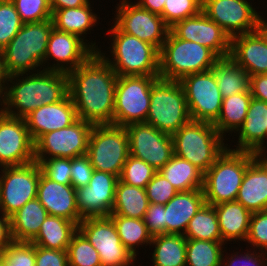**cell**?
Here are the masks:
<instances>
[{
  "label": "cell",
  "mask_w": 267,
  "mask_h": 266,
  "mask_svg": "<svg viewBox=\"0 0 267 266\" xmlns=\"http://www.w3.org/2000/svg\"><path fill=\"white\" fill-rule=\"evenodd\" d=\"M117 78L98 52L68 73V93L79 119L92 125L113 124Z\"/></svg>",
  "instance_id": "cell-1"
},
{
  "label": "cell",
  "mask_w": 267,
  "mask_h": 266,
  "mask_svg": "<svg viewBox=\"0 0 267 266\" xmlns=\"http://www.w3.org/2000/svg\"><path fill=\"white\" fill-rule=\"evenodd\" d=\"M6 85L1 95V110L9 116L25 118L68 94V73L42 69L37 73L15 74L8 76Z\"/></svg>",
  "instance_id": "cell-2"
},
{
  "label": "cell",
  "mask_w": 267,
  "mask_h": 266,
  "mask_svg": "<svg viewBox=\"0 0 267 266\" xmlns=\"http://www.w3.org/2000/svg\"><path fill=\"white\" fill-rule=\"evenodd\" d=\"M53 27L52 19L23 23L18 33L2 50L8 76L37 72L42 69Z\"/></svg>",
  "instance_id": "cell-3"
},
{
  "label": "cell",
  "mask_w": 267,
  "mask_h": 266,
  "mask_svg": "<svg viewBox=\"0 0 267 266\" xmlns=\"http://www.w3.org/2000/svg\"><path fill=\"white\" fill-rule=\"evenodd\" d=\"M111 27L108 34L112 35V43L108 49L112 55L108 57L112 58L106 57V53L101 50L98 53L117 76H159L160 50L137 37L121 32L115 25Z\"/></svg>",
  "instance_id": "cell-4"
},
{
  "label": "cell",
  "mask_w": 267,
  "mask_h": 266,
  "mask_svg": "<svg viewBox=\"0 0 267 266\" xmlns=\"http://www.w3.org/2000/svg\"><path fill=\"white\" fill-rule=\"evenodd\" d=\"M255 159L252 152L227 147L204 173L203 193L210 205L236 201L248 165Z\"/></svg>",
  "instance_id": "cell-5"
},
{
  "label": "cell",
  "mask_w": 267,
  "mask_h": 266,
  "mask_svg": "<svg viewBox=\"0 0 267 266\" xmlns=\"http://www.w3.org/2000/svg\"><path fill=\"white\" fill-rule=\"evenodd\" d=\"M218 59L208 47L177 38L169 31L160 49L159 78L180 81L189 74L212 69Z\"/></svg>",
  "instance_id": "cell-6"
},
{
  "label": "cell",
  "mask_w": 267,
  "mask_h": 266,
  "mask_svg": "<svg viewBox=\"0 0 267 266\" xmlns=\"http://www.w3.org/2000/svg\"><path fill=\"white\" fill-rule=\"evenodd\" d=\"M174 155L205 173L227 148L213 123L190 120L172 135Z\"/></svg>",
  "instance_id": "cell-7"
},
{
  "label": "cell",
  "mask_w": 267,
  "mask_h": 266,
  "mask_svg": "<svg viewBox=\"0 0 267 266\" xmlns=\"http://www.w3.org/2000/svg\"><path fill=\"white\" fill-rule=\"evenodd\" d=\"M191 120L184 89L179 81L158 78L151 88L146 123L173 135Z\"/></svg>",
  "instance_id": "cell-8"
},
{
  "label": "cell",
  "mask_w": 267,
  "mask_h": 266,
  "mask_svg": "<svg viewBox=\"0 0 267 266\" xmlns=\"http://www.w3.org/2000/svg\"><path fill=\"white\" fill-rule=\"evenodd\" d=\"M87 155L94 170L120 177L129 154L128 133L123 126L93 125Z\"/></svg>",
  "instance_id": "cell-9"
},
{
  "label": "cell",
  "mask_w": 267,
  "mask_h": 266,
  "mask_svg": "<svg viewBox=\"0 0 267 266\" xmlns=\"http://www.w3.org/2000/svg\"><path fill=\"white\" fill-rule=\"evenodd\" d=\"M159 76H118L113 125L127 126L146 122L150 106L152 84Z\"/></svg>",
  "instance_id": "cell-10"
},
{
  "label": "cell",
  "mask_w": 267,
  "mask_h": 266,
  "mask_svg": "<svg viewBox=\"0 0 267 266\" xmlns=\"http://www.w3.org/2000/svg\"><path fill=\"white\" fill-rule=\"evenodd\" d=\"M0 209L10 217L25 203L37 198L38 183L42 173L36 161L0 168Z\"/></svg>",
  "instance_id": "cell-11"
},
{
  "label": "cell",
  "mask_w": 267,
  "mask_h": 266,
  "mask_svg": "<svg viewBox=\"0 0 267 266\" xmlns=\"http://www.w3.org/2000/svg\"><path fill=\"white\" fill-rule=\"evenodd\" d=\"M78 230L97 250L102 266H135L137 259L121 243L109 216L84 218L79 222Z\"/></svg>",
  "instance_id": "cell-12"
},
{
  "label": "cell",
  "mask_w": 267,
  "mask_h": 266,
  "mask_svg": "<svg viewBox=\"0 0 267 266\" xmlns=\"http://www.w3.org/2000/svg\"><path fill=\"white\" fill-rule=\"evenodd\" d=\"M191 120L214 123L221 112L222 96L212 69L189 74L179 81Z\"/></svg>",
  "instance_id": "cell-13"
},
{
  "label": "cell",
  "mask_w": 267,
  "mask_h": 266,
  "mask_svg": "<svg viewBox=\"0 0 267 266\" xmlns=\"http://www.w3.org/2000/svg\"><path fill=\"white\" fill-rule=\"evenodd\" d=\"M116 5L114 25L121 32L137 37L160 50L170 31L163 18L129 0H121Z\"/></svg>",
  "instance_id": "cell-14"
},
{
  "label": "cell",
  "mask_w": 267,
  "mask_h": 266,
  "mask_svg": "<svg viewBox=\"0 0 267 266\" xmlns=\"http://www.w3.org/2000/svg\"><path fill=\"white\" fill-rule=\"evenodd\" d=\"M129 138V154L159 171L174 155L172 135L146 122L125 126Z\"/></svg>",
  "instance_id": "cell-15"
},
{
  "label": "cell",
  "mask_w": 267,
  "mask_h": 266,
  "mask_svg": "<svg viewBox=\"0 0 267 266\" xmlns=\"http://www.w3.org/2000/svg\"><path fill=\"white\" fill-rule=\"evenodd\" d=\"M93 125L77 119L70 126L42 135L35 143V159L74 158L87 154Z\"/></svg>",
  "instance_id": "cell-16"
},
{
  "label": "cell",
  "mask_w": 267,
  "mask_h": 266,
  "mask_svg": "<svg viewBox=\"0 0 267 266\" xmlns=\"http://www.w3.org/2000/svg\"><path fill=\"white\" fill-rule=\"evenodd\" d=\"M82 40L79 36L53 27L50 32L43 70L69 73L84 63L94 52H98L96 42ZM88 42V43H87ZM90 43V44H89ZM54 60L50 65V59ZM53 58V59H52ZM47 66H45L46 64ZM49 63V64H48ZM66 64V65H65ZM50 65V66H49Z\"/></svg>",
  "instance_id": "cell-17"
},
{
  "label": "cell",
  "mask_w": 267,
  "mask_h": 266,
  "mask_svg": "<svg viewBox=\"0 0 267 266\" xmlns=\"http://www.w3.org/2000/svg\"><path fill=\"white\" fill-rule=\"evenodd\" d=\"M34 161V141L25 119L9 116L0 109V168Z\"/></svg>",
  "instance_id": "cell-18"
},
{
  "label": "cell",
  "mask_w": 267,
  "mask_h": 266,
  "mask_svg": "<svg viewBox=\"0 0 267 266\" xmlns=\"http://www.w3.org/2000/svg\"><path fill=\"white\" fill-rule=\"evenodd\" d=\"M202 12L230 38L256 31L261 16L250 0H205Z\"/></svg>",
  "instance_id": "cell-19"
},
{
  "label": "cell",
  "mask_w": 267,
  "mask_h": 266,
  "mask_svg": "<svg viewBox=\"0 0 267 266\" xmlns=\"http://www.w3.org/2000/svg\"><path fill=\"white\" fill-rule=\"evenodd\" d=\"M170 31L177 38L208 47L219 58L230 55L231 38L202 11L195 16L176 22L170 27Z\"/></svg>",
  "instance_id": "cell-20"
},
{
  "label": "cell",
  "mask_w": 267,
  "mask_h": 266,
  "mask_svg": "<svg viewBox=\"0 0 267 266\" xmlns=\"http://www.w3.org/2000/svg\"><path fill=\"white\" fill-rule=\"evenodd\" d=\"M118 180L114 174L94 170L88 185L76 189L77 210L83 219L111 214Z\"/></svg>",
  "instance_id": "cell-21"
},
{
  "label": "cell",
  "mask_w": 267,
  "mask_h": 266,
  "mask_svg": "<svg viewBox=\"0 0 267 266\" xmlns=\"http://www.w3.org/2000/svg\"><path fill=\"white\" fill-rule=\"evenodd\" d=\"M27 128L34 143L44 134L65 128L78 117L69 93L53 104H45L32 111L25 118Z\"/></svg>",
  "instance_id": "cell-22"
},
{
  "label": "cell",
  "mask_w": 267,
  "mask_h": 266,
  "mask_svg": "<svg viewBox=\"0 0 267 266\" xmlns=\"http://www.w3.org/2000/svg\"><path fill=\"white\" fill-rule=\"evenodd\" d=\"M37 199L44 206L48 215L65 218L77 225L83 219L77 210L76 189L72 185L51 181L41 173Z\"/></svg>",
  "instance_id": "cell-23"
},
{
  "label": "cell",
  "mask_w": 267,
  "mask_h": 266,
  "mask_svg": "<svg viewBox=\"0 0 267 266\" xmlns=\"http://www.w3.org/2000/svg\"><path fill=\"white\" fill-rule=\"evenodd\" d=\"M229 56L249 76L267 74V41L258 30L231 38Z\"/></svg>",
  "instance_id": "cell-24"
},
{
  "label": "cell",
  "mask_w": 267,
  "mask_h": 266,
  "mask_svg": "<svg viewBox=\"0 0 267 266\" xmlns=\"http://www.w3.org/2000/svg\"><path fill=\"white\" fill-rule=\"evenodd\" d=\"M205 203L202 189L178 192L165 204V234L184 235L190 219Z\"/></svg>",
  "instance_id": "cell-25"
},
{
  "label": "cell",
  "mask_w": 267,
  "mask_h": 266,
  "mask_svg": "<svg viewBox=\"0 0 267 266\" xmlns=\"http://www.w3.org/2000/svg\"><path fill=\"white\" fill-rule=\"evenodd\" d=\"M238 134V136H237ZM238 141L232 150L255 153L267 140V102L252 97L243 125L236 132Z\"/></svg>",
  "instance_id": "cell-26"
},
{
  "label": "cell",
  "mask_w": 267,
  "mask_h": 266,
  "mask_svg": "<svg viewBox=\"0 0 267 266\" xmlns=\"http://www.w3.org/2000/svg\"><path fill=\"white\" fill-rule=\"evenodd\" d=\"M236 201L251 213L267 210V169L256 158L246 168Z\"/></svg>",
  "instance_id": "cell-27"
},
{
  "label": "cell",
  "mask_w": 267,
  "mask_h": 266,
  "mask_svg": "<svg viewBox=\"0 0 267 266\" xmlns=\"http://www.w3.org/2000/svg\"><path fill=\"white\" fill-rule=\"evenodd\" d=\"M222 240L227 244L228 241H246L251 212L237 201L222 202L214 205Z\"/></svg>",
  "instance_id": "cell-28"
},
{
  "label": "cell",
  "mask_w": 267,
  "mask_h": 266,
  "mask_svg": "<svg viewBox=\"0 0 267 266\" xmlns=\"http://www.w3.org/2000/svg\"><path fill=\"white\" fill-rule=\"evenodd\" d=\"M48 216L44 206L36 198L25 203L10 216L11 236L14 242H31L39 233Z\"/></svg>",
  "instance_id": "cell-29"
},
{
  "label": "cell",
  "mask_w": 267,
  "mask_h": 266,
  "mask_svg": "<svg viewBox=\"0 0 267 266\" xmlns=\"http://www.w3.org/2000/svg\"><path fill=\"white\" fill-rule=\"evenodd\" d=\"M77 230L78 225L75 222L48 215L31 243L45 249L67 250L71 238Z\"/></svg>",
  "instance_id": "cell-30"
},
{
  "label": "cell",
  "mask_w": 267,
  "mask_h": 266,
  "mask_svg": "<svg viewBox=\"0 0 267 266\" xmlns=\"http://www.w3.org/2000/svg\"><path fill=\"white\" fill-rule=\"evenodd\" d=\"M94 7L91 6L89 2L78 8H65L58 9L52 14V20L54 23V28L59 31L75 34L79 36L82 40L85 39L88 30H93V26H97L96 13L93 12Z\"/></svg>",
  "instance_id": "cell-31"
},
{
  "label": "cell",
  "mask_w": 267,
  "mask_h": 266,
  "mask_svg": "<svg viewBox=\"0 0 267 266\" xmlns=\"http://www.w3.org/2000/svg\"><path fill=\"white\" fill-rule=\"evenodd\" d=\"M212 70L222 98L250 92V76L230 56L219 58Z\"/></svg>",
  "instance_id": "cell-32"
},
{
  "label": "cell",
  "mask_w": 267,
  "mask_h": 266,
  "mask_svg": "<svg viewBox=\"0 0 267 266\" xmlns=\"http://www.w3.org/2000/svg\"><path fill=\"white\" fill-rule=\"evenodd\" d=\"M186 237L181 234H162L152 237L150 246L152 266H186Z\"/></svg>",
  "instance_id": "cell-33"
},
{
  "label": "cell",
  "mask_w": 267,
  "mask_h": 266,
  "mask_svg": "<svg viewBox=\"0 0 267 266\" xmlns=\"http://www.w3.org/2000/svg\"><path fill=\"white\" fill-rule=\"evenodd\" d=\"M251 92H243L223 98L221 112L213 123L219 134L225 138L226 133L234 134L243 125L250 101Z\"/></svg>",
  "instance_id": "cell-34"
},
{
  "label": "cell",
  "mask_w": 267,
  "mask_h": 266,
  "mask_svg": "<svg viewBox=\"0 0 267 266\" xmlns=\"http://www.w3.org/2000/svg\"><path fill=\"white\" fill-rule=\"evenodd\" d=\"M178 192L202 189L204 173L189 161L176 155L158 171Z\"/></svg>",
  "instance_id": "cell-35"
},
{
  "label": "cell",
  "mask_w": 267,
  "mask_h": 266,
  "mask_svg": "<svg viewBox=\"0 0 267 266\" xmlns=\"http://www.w3.org/2000/svg\"><path fill=\"white\" fill-rule=\"evenodd\" d=\"M148 205L145 189L130 186L118 180L111 214L144 219Z\"/></svg>",
  "instance_id": "cell-36"
},
{
  "label": "cell",
  "mask_w": 267,
  "mask_h": 266,
  "mask_svg": "<svg viewBox=\"0 0 267 266\" xmlns=\"http://www.w3.org/2000/svg\"><path fill=\"white\" fill-rule=\"evenodd\" d=\"M109 217L115 224L121 243L135 258L138 255L137 249L139 250V246L142 247L145 243V246L148 244L150 245L152 236L149 234L143 219H135L115 214H110Z\"/></svg>",
  "instance_id": "cell-37"
},
{
  "label": "cell",
  "mask_w": 267,
  "mask_h": 266,
  "mask_svg": "<svg viewBox=\"0 0 267 266\" xmlns=\"http://www.w3.org/2000/svg\"><path fill=\"white\" fill-rule=\"evenodd\" d=\"M184 236L186 239L224 242L215 207L205 203L190 219Z\"/></svg>",
  "instance_id": "cell-38"
},
{
  "label": "cell",
  "mask_w": 267,
  "mask_h": 266,
  "mask_svg": "<svg viewBox=\"0 0 267 266\" xmlns=\"http://www.w3.org/2000/svg\"><path fill=\"white\" fill-rule=\"evenodd\" d=\"M225 242L187 239L186 266H221Z\"/></svg>",
  "instance_id": "cell-39"
},
{
  "label": "cell",
  "mask_w": 267,
  "mask_h": 266,
  "mask_svg": "<svg viewBox=\"0 0 267 266\" xmlns=\"http://www.w3.org/2000/svg\"><path fill=\"white\" fill-rule=\"evenodd\" d=\"M67 256L69 266H102L97 250L79 230L71 238Z\"/></svg>",
  "instance_id": "cell-40"
},
{
  "label": "cell",
  "mask_w": 267,
  "mask_h": 266,
  "mask_svg": "<svg viewBox=\"0 0 267 266\" xmlns=\"http://www.w3.org/2000/svg\"><path fill=\"white\" fill-rule=\"evenodd\" d=\"M156 172L157 170L145 161L129 155L119 180L127 185L145 189Z\"/></svg>",
  "instance_id": "cell-41"
},
{
  "label": "cell",
  "mask_w": 267,
  "mask_h": 266,
  "mask_svg": "<svg viewBox=\"0 0 267 266\" xmlns=\"http://www.w3.org/2000/svg\"><path fill=\"white\" fill-rule=\"evenodd\" d=\"M22 25L13 1H0V49L3 50L8 45Z\"/></svg>",
  "instance_id": "cell-42"
},
{
  "label": "cell",
  "mask_w": 267,
  "mask_h": 266,
  "mask_svg": "<svg viewBox=\"0 0 267 266\" xmlns=\"http://www.w3.org/2000/svg\"><path fill=\"white\" fill-rule=\"evenodd\" d=\"M3 266H35V245L12 241L3 251Z\"/></svg>",
  "instance_id": "cell-43"
},
{
  "label": "cell",
  "mask_w": 267,
  "mask_h": 266,
  "mask_svg": "<svg viewBox=\"0 0 267 266\" xmlns=\"http://www.w3.org/2000/svg\"><path fill=\"white\" fill-rule=\"evenodd\" d=\"M23 23L52 19L48 0H12Z\"/></svg>",
  "instance_id": "cell-44"
},
{
  "label": "cell",
  "mask_w": 267,
  "mask_h": 266,
  "mask_svg": "<svg viewBox=\"0 0 267 266\" xmlns=\"http://www.w3.org/2000/svg\"><path fill=\"white\" fill-rule=\"evenodd\" d=\"M201 11L193 0H166L161 17L172 27L176 22L195 16Z\"/></svg>",
  "instance_id": "cell-45"
},
{
  "label": "cell",
  "mask_w": 267,
  "mask_h": 266,
  "mask_svg": "<svg viewBox=\"0 0 267 266\" xmlns=\"http://www.w3.org/2000/svg\"><path fill=\"white\" fill-rule=\"evenodd\" d=\"M35 161L40 164L42 173L51 181L71 185V158L54 157Z\"/></svg>",
  "instance_id": "cell-46"
},
{
  "label": "cell",
  "mask_w": 267,
  "mask_h": 266,
  "mask_svg": "<svg viewBox=\"0 0 267 266\" xmlns=\"http://www.w3.org/2000/svg\"><path fill=\"white\" fill-rule=\"evenodd\" d=\"M148 201L151 204H167L178 190L158 171L145 187Z\"/></svg>",
  "instance_id": "cell-47"
},
{
  "label": "cell",
  "mask_w": 267,
  "mask_h": 266,
  "mask_svg": "<svg viewBox=\"0 0 267 266\" xmlns=\"http://www.w3.org/2000/svg\"><path fill=\"white\" fill-rule=\"evenodd\" d=\"M245 242L251 244L252 249L267 251V210L251 214L249 232Z\"/></svg>",
  "instance_id": "cell-48"
},
{
  "label": "cell",
  "mask_w": 267,
  "mask_h": 266,
  "mask_svg": "<svg viewBox=\"0 0 267 266\" xmlns=\"http://www.w3.org/2000/svg\"><path fill=\"white\" fill-rule=\"evenodd\" d=\"M94 168L87 154L71 158V185L75 188L87 186Z\"/></svg>",
  "instance_id": "cell-49"
},
{
  "label": "cell",
  "mask_w": 267,
  "mask_h": 266,
  "mask_svg": "<svg viewBox=\"0 0 267 266\" xmlns=\"http://www.w3.org/2000/svg\"><path fill=\"white\" fill-rule=\"evenodd\" d=\"M250 249L244 254L238 255L239 252H234L232 254H227L226 257L222 254L221 266H266L265 254L262 251L256 249ZM257 251V252H256ZM228 259V260H227ZM243 262V263H242ZM242 263V264H241Z\"/></svg>",
  "instance_id": "cell-50"
},
{
  "label": "cell",
  "mask_w": 267,
  "mask_h": 266,
  "mask_svg": "<svg viewBox=\"0 0 267 266\" xmlns=\"http://www.w3.org/2000/svg\"><path fill=\"white\" fill-rule=\"evenodd\" d=\"M143 220L152 237L165 234V205L149 203Z\"/></svg>",
  "instance_id": "cell-51"
},
{
  "label": "cell",
  "mask_w": 267,
  "mask_h": 266,
  "mask_svg": "<svg viewBox=\"0 0 267 266\" xmlns=\"http://www.w3.org/2000/svg\"><path fill=\"white\" fill-rule=\"evenodd\" d=\"M35 266H69L67 250L45 249L35 245Z\"/></svg>",
  "instance_id": "cell-52"
},
{
  "label": "cell",
  "mask_w": 267,
  "mask_h": 266,
  "mask_svg": "<svg viewBox=\"0 0 267 266\" xmlns=\"http://www.w3.org/2000/svg\"><path fill=\"white\" fill-rule=\"evenodd\" d=\"M250 92L253 98L267 102V74L250 76Z\"/></svg>",
  "instance_id": "cell-53"
},
{
  "label": "cell",
  "mask_w": 267,
  "mask_h": 266,
  "mask_svg": "<svg viewBox=\"0 0 267 266\" xmlns=\"http://www.w3.org/2000/svg\"><path fill=\"white\" fill-rule=\"evenodd\" d=\"M10 217L0 213V252H2L11 242Z\"/></svg>",
  "instance_id": "cell-54"
},
{
  "label": "cell",
  "mask_w": 267,
  "mask_h": 266,
  "mask_svg": "<svg viewBox=\"0 0 267 266\" xmlns=\"http://www.w3.org/2000/svg\"><path fill=\"white\" fill-rule=\"evenodd\" d=\"M52 14L58 9L78 8L88 4L89 0H48Z\"/></svg>",
  "instance_id": "cell-55"
},
{
  "label": "cell",
  "mask_w": 267,
  "mask_h": 266,
  "mask_svg": "<svg viewBox=\"0 0 267 266\" xmlns=\"http://www.w3.org/2000/svg\"><path fill=\"white\" fill-rule=\"evenodd\" d=\"M165 1L166 0H137L135 3L139 7L161 16L164 9Z\"/></svg>",
  "instance_id": "cell-56"
},
{
  "label": "cell",
  "mask_w": 267,
  "mask_h": 266,
  "mask_svg": "<svg viewBox=\"0 0 267 266\" xmlns=\"http://www.w3.org/2000/svg\"><path fill=\"white\" fill-rule=\"evenodd\" d=\"M7 79H8V75L4 67L3 51L2 49H0V95L3 94Z\"/></svg>",
  "instance_id": "cell-57"
},
{
  "label": "cell",
  "mask_w": 267,
  "mask_h": 266,
  "mask_svg": "<svg viewBox=\"0 0 267 266\" xmlns=\"http://www.w3.org/2000/svg\"><path fill=\"white\" fill-rule=\"evenodd\" d=\"M267 146L259 148L255 153V158L267 169Z\"/></svg>",
  "instance_id": "cell-58"
},
{
  "label": "cell",
  "mask_w": 267,
  "mask_h": 266,
  "mask_svg": "<svg viewBox=\"0 0 267 266\" xmlns=\"http://www.w3.org/2000/svg\"><path fill=\"white\" fill-rule=\"evenodd\" d=\"M257 30L267 41V20H265L262 16L259 18Z\"/></svg>",
  "instance_id": "cell-59"
},
{
  "label": "cell",
  "mask_w": 267,
  "mask_h": 266,
  "mask_svg": "<svg viewBox=\"0 0 267 266\" xmlns=\"http://www.w3.org/2000/svg\"><path fill=\"white\" fill-rule=\"evenodd\" d=\"M201 9H203L205 0H193Z\"/></svg>",
  "instance_id": "cell-60"
},
{
  "label": "cell",
  "mask_w": 267,
  "mask_h": 266,
  "mask_svg": "<svg viewBox=\"0 0 267 266\" xmlns=\"http://www.w3.org/2000/svg\"><path fill=\"white\" fill-rule=\"evenodd\" d=\"M0 266H3V254L0 252Z\"/></svg>",
  "instance_id": "cell-61"
},
{
  "label": "cell",
  "mask_w": 267,
  "mask_h": 266,
  "mask_svg": "<svg viewBox=\"0 0 267 266\" xmlns=\"http://www.w3.org/2000/svg\"><path fill=\"white\" fill-rule=\"evenodd\" d=\"M264 254H265L266 266H267V251H266V252H264Z\"/></svg>",
  "instance_id": "cell-62"
}]
</instances>
